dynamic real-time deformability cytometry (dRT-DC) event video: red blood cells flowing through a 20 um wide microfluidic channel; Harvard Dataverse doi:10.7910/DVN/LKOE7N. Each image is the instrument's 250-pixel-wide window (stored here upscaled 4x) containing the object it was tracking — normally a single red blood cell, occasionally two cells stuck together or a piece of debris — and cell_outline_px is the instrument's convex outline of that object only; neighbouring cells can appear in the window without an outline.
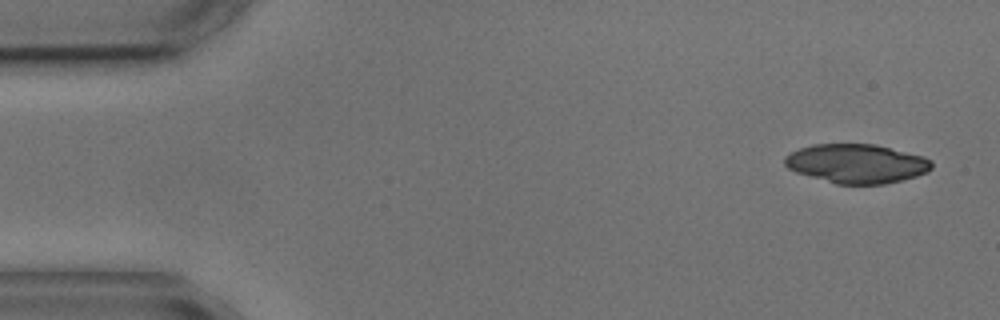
{"species": "common noctule bat (a hibernating species)", "species_latin": "Nyctalus noctula", "temperature_condition": "cold", "stored_images_in_passage": 4, "camera_frame_rate_fps": 3000, "um_per_image_px": 0.085, "animal": {"sex": "male", "body_mass_g": 17.9, "forearm_length_mm": 54.2}, "frame": {"image": 1, "passage_image": 1, "time_ms": 0.0, "image_size_px": [1000, 320], "cell_outline_px": [[932, 168], [928, 172], [916, 176], [884, 184], [836, 184], [796, 172], [788, 168], [784, 164], [784, 156], [800, 148], [812, 144], [876, 144], [924, 156], [932, 160]], "centroid_in_image_um": [72.82, 13.9], "position_along_channel_um": 12.2, "area_um2": 33.52}}